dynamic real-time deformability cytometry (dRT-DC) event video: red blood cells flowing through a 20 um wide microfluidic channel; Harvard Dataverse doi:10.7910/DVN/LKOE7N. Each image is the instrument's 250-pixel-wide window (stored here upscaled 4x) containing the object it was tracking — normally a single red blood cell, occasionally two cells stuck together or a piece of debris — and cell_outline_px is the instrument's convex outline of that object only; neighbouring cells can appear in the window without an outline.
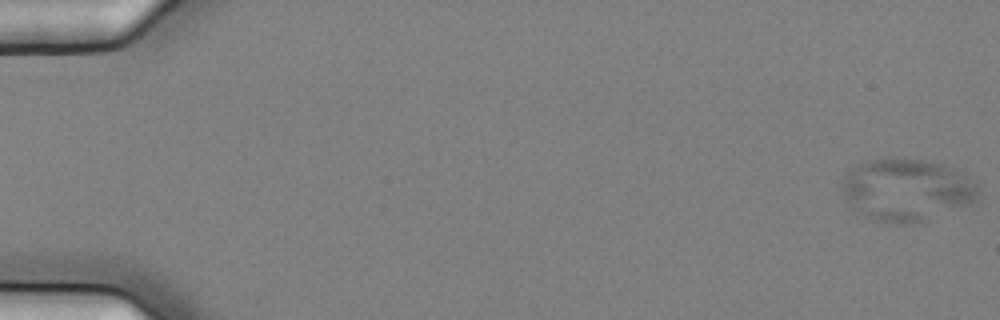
{"species": "common noctule bat (a hibernating species)", "species_latin": "Nyctalus noctula", "temperature_condition": "cold", "stored_images_in_passage": 57, "camera_frame_rate_fps": 3000, "um_per_image_px": 0.085, "animal": {"sex": "female", "body_mass_g": 25.1}, "frame": {"image": 1, "passage_image": 1, "time_ms": 0.0, "image_size_px": [1000, 320], "cell_outline_px": [[980, 192], [968, 204], [924, 220], [912, 224], [896, 224], [872, 220], [864, 216], [844, 196], [840, 184], [848, 168], [864, 160], [888, 156], [892, 156], [920, 160], [940, 164], [956, 168], [964, 172], [976, 184]], "centroid_in_image_um": [77.01, 16.09], "position_along_channel_um": 8.0, "area_um2": 49.77}}
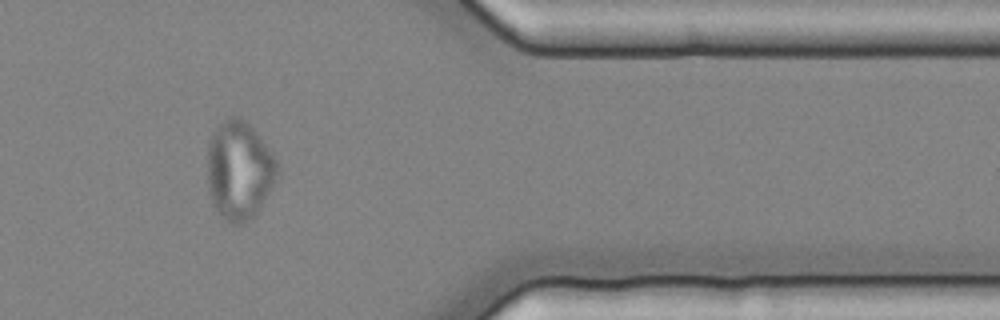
{"frame": {"image": 2, "passage_image": 48, "time_ms": 15.667, "image_size_px": [1000, 320], "cell_outline_px": [[280, 172], [256, 212], [244, 224], [232, 224], [220, 216], [216, 212], [212, 204], [208, 188], [208, 140], [220, 124], [228, 116], [240, 116], [260, 136], [276, 156], [280, 164]], "centroid_in_image_um": [20.34, 14.46], "position_along_channel_um": 391.1, "area_um2": 40.4}}
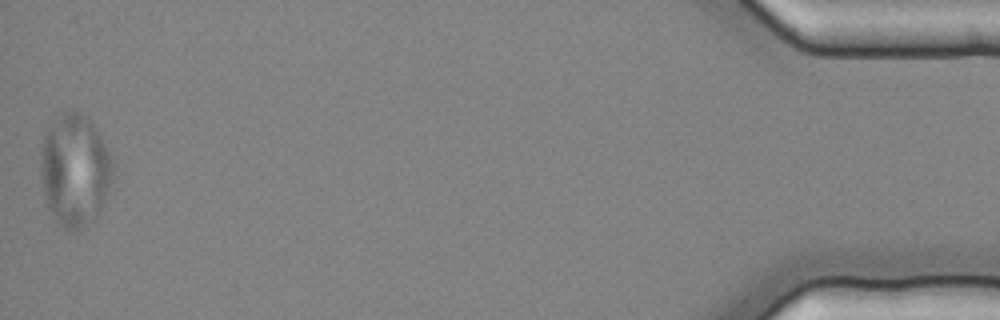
{"frame": {"image": 3, "passage_image": 57, "time_ms": 18.667, "image_size_px": [1000, 320], "cell_outline_px": [[116, 164], [112, 180], [104, 200], [96, 216], [84, 228], [68, 232], [52, 216], [48, 208], [40, 176], [40, 152], [44, 136], [48, 128], [64, 112], [72, 108], [88, 116], [100, 132]], "centroid_in_image_um": [6.38, 14.44], "position_along_channel_um": 428.8, "area_um2": 47.92}}